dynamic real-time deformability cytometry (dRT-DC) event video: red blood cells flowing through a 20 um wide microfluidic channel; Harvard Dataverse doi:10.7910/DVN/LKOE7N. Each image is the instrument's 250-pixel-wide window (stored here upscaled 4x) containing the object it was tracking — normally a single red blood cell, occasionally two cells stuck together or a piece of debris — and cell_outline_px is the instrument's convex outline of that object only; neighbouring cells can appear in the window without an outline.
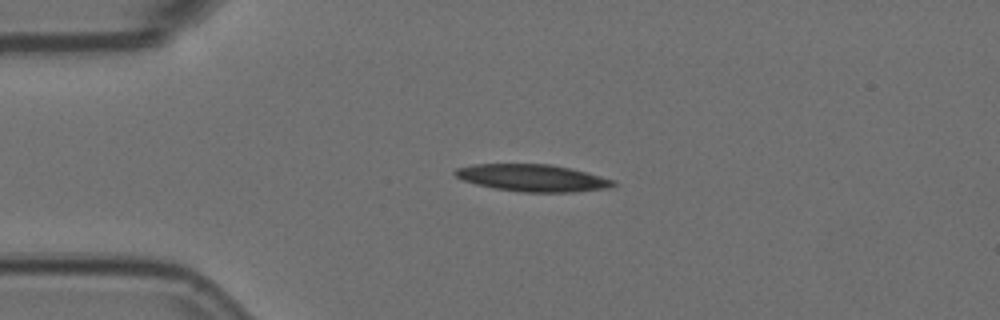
{"species": "Egyptian fruit bat (a non-hibernating species)", "species_latin": "Rousettus aegyptiacus", "temperature_condition": "room temperature", "stored_images_in_passage": 3, "camera_frame_rate_fps": 3000, "um_per_image_px": 0.085, "animal": {"sex": "female"}, "frame": {"image": 1, "passage_image": 2, "time_ms": 0.333, "image_size_px": [1000, 320], "cell_outline_px": [[616, 184], [608, 188], [572, 192], [524, 192], [496, 188], [476, 184], [464, 180], [456, 176], [452, 172], [456, 168], [472, 164], [552, 164], [588, 172], [616, 180]], "centroid_in_image_um": [45.29, 15.11], "position_along_channel_um": 39.7, "area_um2": 24.97}}